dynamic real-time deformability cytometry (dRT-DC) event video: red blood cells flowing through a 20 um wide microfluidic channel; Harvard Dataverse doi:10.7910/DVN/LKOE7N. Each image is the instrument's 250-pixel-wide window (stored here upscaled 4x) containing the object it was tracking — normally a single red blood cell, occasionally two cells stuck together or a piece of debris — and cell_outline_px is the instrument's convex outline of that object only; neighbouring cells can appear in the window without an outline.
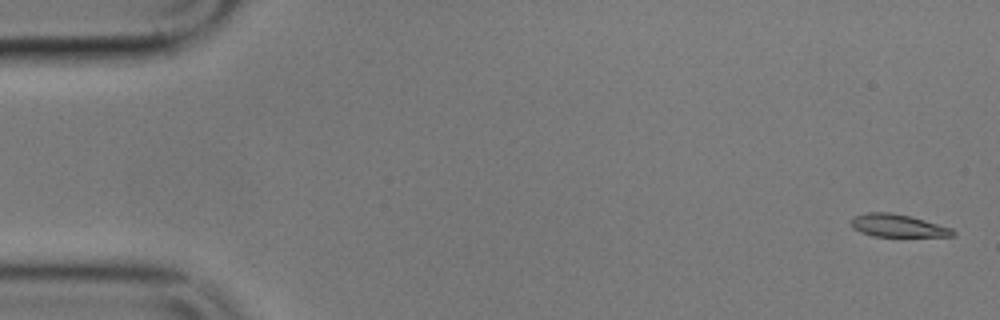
{"species": "common noctule bat (a hibernating species)", "species_latin": "Nyctalus noctula", "temperature_condition": "cold", "stored_images_in_passage": 5, "camera_frame_rate_fps": 3000, "um_per_image_px": 0.085, "animal": {"sex": "male", "body_mass_g": 17.9}, "frame": {"image": 1, "passage_image": 1, "time_ms": 0.0, "image_size_px": [1000, 320], "cell_outline_px": [[956, 236], [872, 236], [860, 232], [852, 228], [852, 216], [868, 212], [892, 212], [924, 220], [952, 228], [956, 232]], "centroid_in_image_um": [76.29, 19.18], "position_along_channel_um": 8.7, "area_um2": 13.41}}
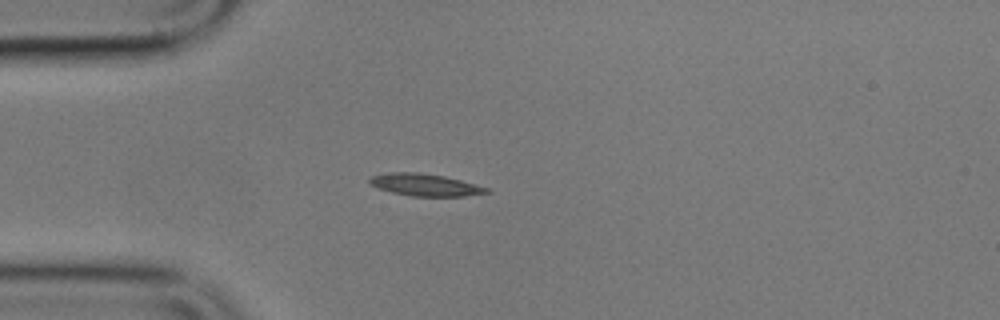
{"frame": {"image": 2, "passage_image": 5, "time_ms": 4.667, "image_size_px": [1000, 320], "cell_outline_px": [[492, 192], [464, 196], [412, 196], [392, 192], [368, 184], [368, 180], [372, 176], [392, 172], [416, 172], [444, 176], [460, 180], [488, 188]], "centroid_in_image_um": [36.13, 15.71], "position_along_channel_um": 48.9, "area_um2": 14.91}}